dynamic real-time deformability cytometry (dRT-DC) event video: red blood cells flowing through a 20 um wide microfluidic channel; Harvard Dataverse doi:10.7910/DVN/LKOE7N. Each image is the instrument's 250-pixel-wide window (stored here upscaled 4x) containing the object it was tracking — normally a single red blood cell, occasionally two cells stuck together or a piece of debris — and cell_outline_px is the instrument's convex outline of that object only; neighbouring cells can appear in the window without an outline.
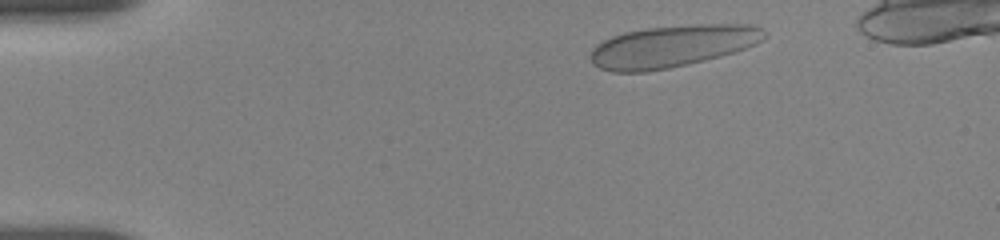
{"species": "human", "species_latin": "Homo sapiens", "temperature_condition": "room temperature", "stored_images_in_passage": 48, "camera_frame_rate_fps": 3000, "um_per_image_px": 0.085, "donor": {"sex": "female"}, "frame": {"image": 1, "passage_image": 4, "time_ms": 1.0, "image_size_px": [1000, 240], "cell_outline_px": [[764, 40], [756, 44], [720, 56], [688, 64], [668, 68], [644, 72], [612, 72], [600, 68], [592, 64], [592, 48], [596, 44], [612, 36], [624, 32], [648, 28], [696, 24], [752, 24], [764, 28]], "centroid_in_image_um": [57.15, 3.92], "position_along_channel_um": 27.9, "area_um2": 42.43}}
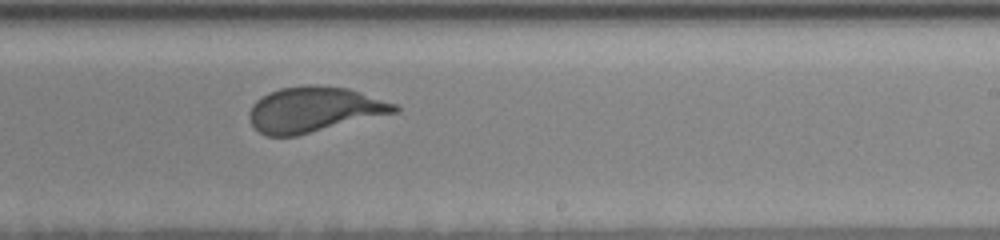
{"frame": {"image": 2, "passage_image": 29, "time_ms": 9.333, "image_size_px": [1000, 240], "cell_outline_px": [[400, 112], [296, 136], [268, 136], [260, 132], [252, 124], [248, 116], [248, 112], [252, 104], [256, 100], [268, 92], [280, 88], [308, 84], [316, 84], [348, 88], [396, 104], [400, 108]], "centroid_in_image_um": [26.7, 9.3], "position_along_channel_um": 262.3, "area_um2": 38.61}}
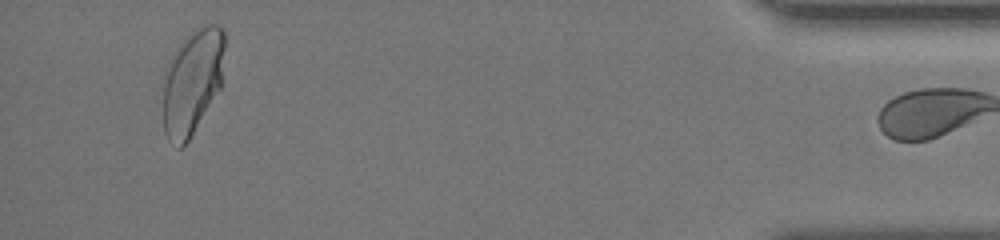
{"frame": {"image": 3, "passage_image": 47, "time_ms": 15.333, "image_size_px": [1000, 240], "cell_outline_px": [[224, 48], [220, 88], [188, 140], [180, 148], [176, 148], [168, 140], [164, 132], [164, 72], [168, 60], [172, 52], [184, 36], [200, 24], [220, 24], [224, 28]], "centroid_in_image_um": [16.33, 6.87], "position_along_channel_um": 418.9, "area_um2": 38.15}}